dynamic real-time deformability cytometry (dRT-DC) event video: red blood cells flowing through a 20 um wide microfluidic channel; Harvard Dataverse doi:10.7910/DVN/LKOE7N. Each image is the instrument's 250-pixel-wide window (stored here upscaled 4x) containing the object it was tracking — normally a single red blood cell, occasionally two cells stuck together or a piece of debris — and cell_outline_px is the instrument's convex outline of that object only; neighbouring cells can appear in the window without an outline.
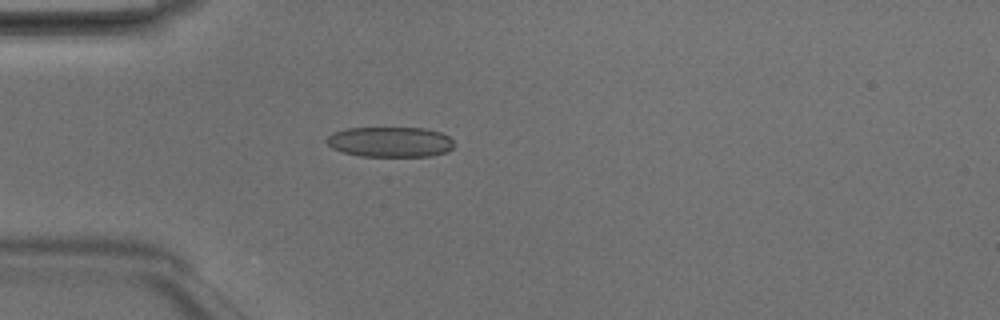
{"species": "Egyptian fruit bat (a non-hibernating species)", "species_latin": "Rousettus aegyptiacus", "temperature_condition": "room temperature", "stored_images_in_passage": 1, "camera_frame_rate_fps": 3000, "um_per_image_px": 0.085, "animal": {"sex": "male"}, "frame": {"image": 1, "passage_image": 1, "time_ms": 0.0, "image_size_px": [1000, 320], "cell_outline_px": [[456, 144], [448, 152], [432, 156], [360, 156], [344, 152], [332, 148], [324, 140], [332, 132], [348, 128], [424, 128], [440, 132], [448, 136]], "centroid_in_image_um": [33.18, 12.06], "position_along_channel_um": 51.8, "area_um2": 22.6}}